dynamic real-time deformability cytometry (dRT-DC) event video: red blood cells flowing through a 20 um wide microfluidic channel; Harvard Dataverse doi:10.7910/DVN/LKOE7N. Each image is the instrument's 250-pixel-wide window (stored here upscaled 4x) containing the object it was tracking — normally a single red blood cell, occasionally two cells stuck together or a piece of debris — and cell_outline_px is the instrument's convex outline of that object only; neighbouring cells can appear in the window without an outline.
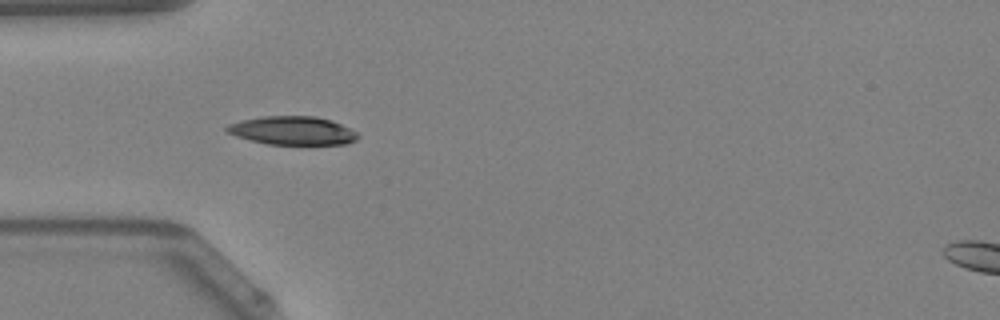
{"species": "Egyptian fruit bat (a non-hibernating species)", "species_latin": "Rousettus aegyptiacus", "temperature_condition": "warm", "stored_images_in_passage": 24, "camera_frame_rate_fps": 3000, "um_per_image_px": 0.085, "animal": {"sex": "female"}, "frame": {"image": 1, "passage_image": 4, "time_ms": 1.0, "image_size_px": [1000, 320], "cell_outline_px": [[360, 136], [356, 140], [348, 144], [268, 144], [236, 136], [228, 132], [224, 128], [228, 124], [240, 120], [260, 116], [316, 116], [332, 120], [356, 132]], "centroid_in_image_um": [24.86, 11.09], "position_along_channel_um": 60.1, "area_um2": 21.73}}